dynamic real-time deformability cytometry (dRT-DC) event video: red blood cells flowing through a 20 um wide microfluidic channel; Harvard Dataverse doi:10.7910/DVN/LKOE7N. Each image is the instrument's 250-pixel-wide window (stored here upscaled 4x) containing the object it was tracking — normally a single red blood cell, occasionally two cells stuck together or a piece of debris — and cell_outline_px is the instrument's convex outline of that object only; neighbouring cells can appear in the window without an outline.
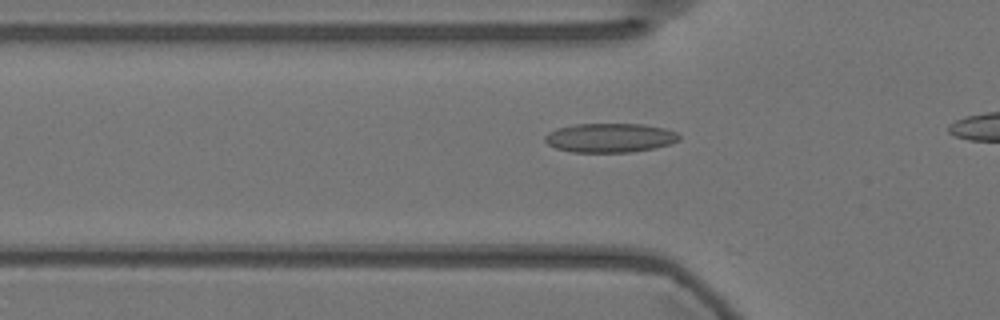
{"species": "Egyptian fruit bat (a non-hibernating species)", "species_latin": "Rousettus aegyptiacus", "temperature_condition": "warm", "stored_images_in_passage": 16, "camera_frame_rate_fps": 3000, "um_per_image_px": 0.085, "animal": {"sex": "female"}, "frame": {"image": 1, "passage_image": 3, "time_ms": 0.667, "image_size_px": [1000, 320], "cell_outline_px": [[680, 140], [668, 144], [652, 148], [628, 152], [572, 152], [556, 148], [548, 144], [544, 140], [544, 136], [548, 132], [556, 128], [576, 124], [644, 124], [664, 128], [676, 132], [680, 136]], "centroid_in_image_um": [51.81, 11.7], "position_along_channel_um": 74.0, "area_um2": 22.72}}
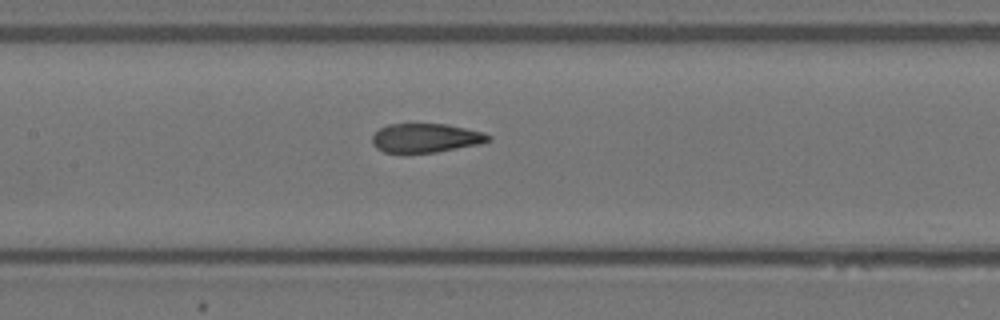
{"frame": {"image": 2, "passage_image": 11, "time_ms": 3.333, "image_size_px": [1000, 320], "cell_outline_px": [[492, 140], [480, 144], [436, 152], [384, 152], [376, 148], [372, 144], [372, 136], [380, 128], [388, 124], [448, 124], [484, 132], [492, 136]], "centroid_in_image_um": [36.22, 11.72], "position_along_channel_um": 171.2, "area_um2": 19.65}}
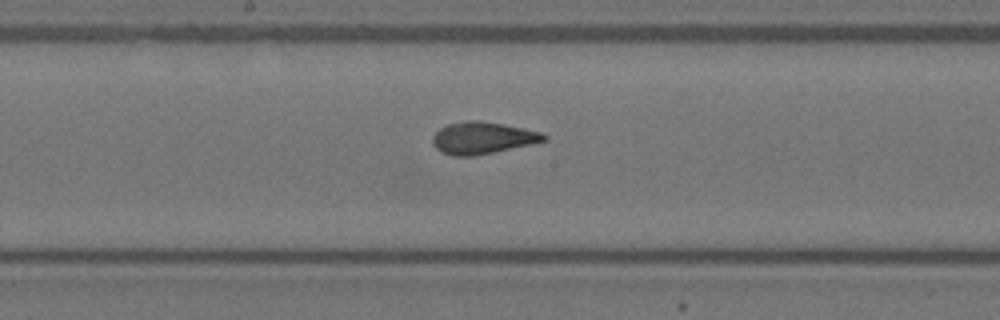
{"frame": {"image": 3, "passage_image": 14, "time_ms": 4.333, "image_size_px": [1000, 320], "cell_outline_px": [[548, 140], [536, 144], [472, 156], [452, 156], [440, 152], [432, 144], [432, 136], [440, 128], [448, 124], [464, 120], [476, 120], [504, 124], [540, 132], [548, 136]], "centroid_in_image_um": [41.02, 11.73], "position_along_channel_um": 207.2, "area_um2": 20.98}}